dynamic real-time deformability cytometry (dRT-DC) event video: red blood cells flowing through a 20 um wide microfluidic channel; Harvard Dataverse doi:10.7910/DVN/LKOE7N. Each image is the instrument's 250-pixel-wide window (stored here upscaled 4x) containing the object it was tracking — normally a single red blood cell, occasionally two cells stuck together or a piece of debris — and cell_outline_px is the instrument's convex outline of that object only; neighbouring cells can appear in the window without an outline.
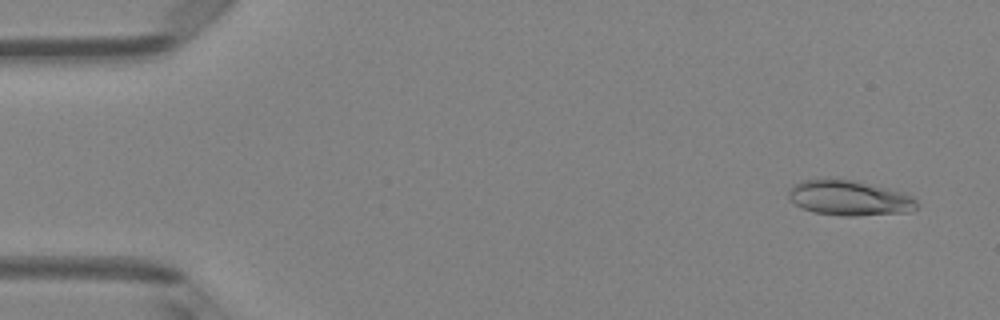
{"species": "Egyptian fruit bat (a non-hibernating species)", "species_latin": "Rousettus aegyptiacus", "temperature_condition": "room temperature", "stored_images_in_passage": 12, "camera_frame_rate_fps": 3000, "um_per_image_px": 0.085, "animal": {"sex": "female"}, "frame": {"image": 1, "passage_image": 3, "time_ms": 0.667, "image_size_px": [1000, 320], "cell_outline_px": [[916, 208], [912, 212], [856, 216], [840, 216], [812, 212], [796, 204], [788, 196], [788, 188], [792, 184], [800, 180], [820, 176], [836, 176], [856, 180], [904, 192], [916, 196]], "centroid_in_image_um": [72.16, 16.77], "position_along_channel_um": 12.8, "area_um2": 27.51}}